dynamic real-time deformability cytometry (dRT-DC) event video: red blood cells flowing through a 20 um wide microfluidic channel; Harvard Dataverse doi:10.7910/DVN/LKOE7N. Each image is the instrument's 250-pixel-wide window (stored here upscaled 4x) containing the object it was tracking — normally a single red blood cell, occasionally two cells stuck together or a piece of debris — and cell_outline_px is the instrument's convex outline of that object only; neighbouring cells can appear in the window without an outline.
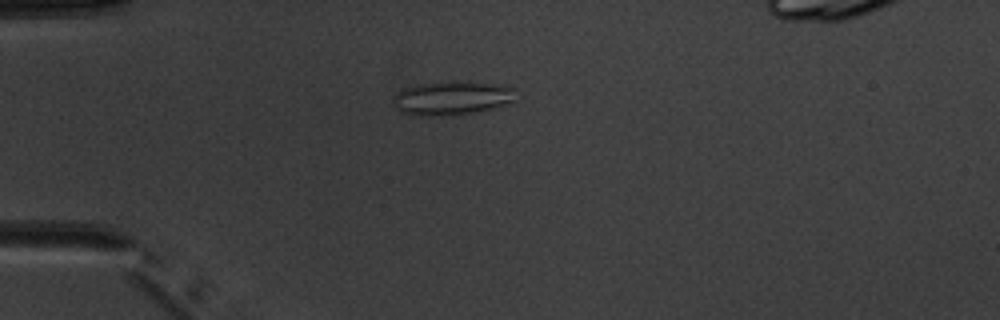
{"species": "common noctule bat (a hibernating species)", "species_latin": "Nyctalus noctula", "temperature_condition": "warm", "stored_images_in_passage": 1, "camera_frame_rate_fps": 3000, "um_per_image_px": 0.085, "animal": {"sex": "male", "body_mass_g": 20.1, "forearm_length_mm": 53.5}, "frame": {"image": 1, "passage_image": 1, "time_ms": 0.0, "image_size_px": [1000, 320], "cell_outline_px": [[516, 100], [512, 104], [476, 112], [452, 116], [416, 116], [400, 112], [392, 104], [392, 96], [396, 92], [404, 88], [420, 84], [468, 80], [516, 88]], "centroid_in_image_um": [38.43, 8.35], "position_along_channel_um": 46.6, "area_um2": 24.97}}